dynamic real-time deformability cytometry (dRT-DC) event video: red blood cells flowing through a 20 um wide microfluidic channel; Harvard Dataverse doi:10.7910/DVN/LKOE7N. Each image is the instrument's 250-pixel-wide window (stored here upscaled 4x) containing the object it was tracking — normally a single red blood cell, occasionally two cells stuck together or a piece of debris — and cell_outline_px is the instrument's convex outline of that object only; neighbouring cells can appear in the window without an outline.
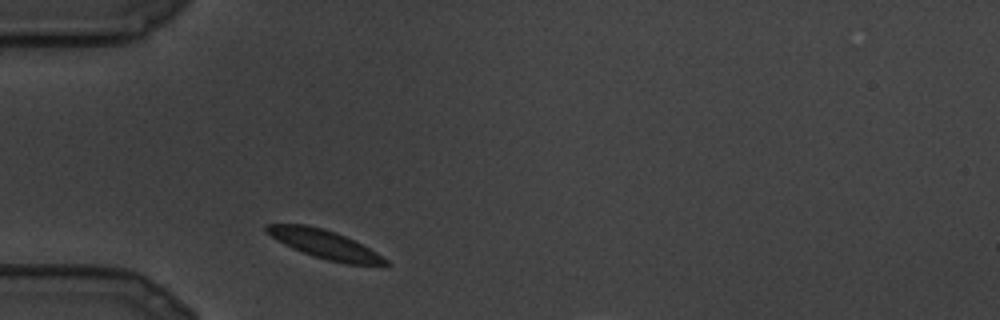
{"species": "common noctule bat (a hibernating species)", "species_latin": "Nyctalus noctula", "temperature_condition": "cold", "stored_images_in_passage": 9, "camera_frame_rate_fps": 3000, "um_per_image_px": 0.085, "animal": {"sex": "male", "body_mass_g": 19.5, "forearm_length_mm": 54.6}, "frame": {"image": 1, "passage_image": 1, "time_ms": 0.0, "image_size_px": [1000, 320], "cell_outline_px": [[392, 264], [384, 268], [344, 264], [328, 260], [292, 248], [284, 244], [264, 232], [264, 224], [304, 224], [336, 232], [384, 256]], "centroid_in_image_um": [27.69, 20.81], "position_along_channel_um": 57.3, "area_um2": 20.11}}
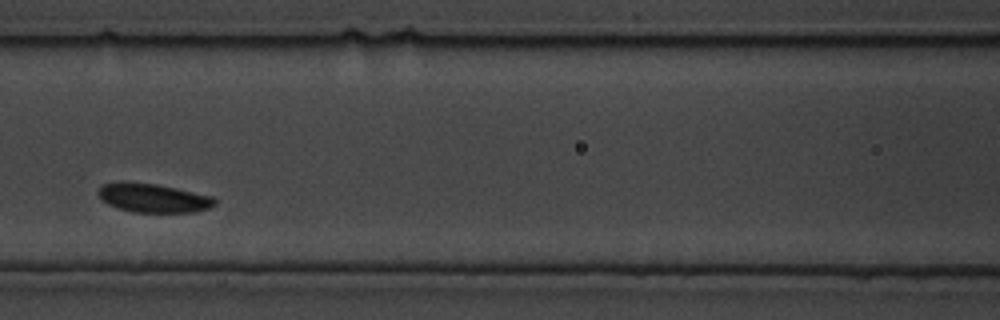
{"frame": {"image": 2, "passage_image": 6, "time_ms": 1.667, "image_size_px": [1000, 320], "cell_outline_px": [[216, 204], [208, 208], [196, 212], [132, 212], [116, 208], [100, 200], [96, 192], [100, 184], [120, 180], [124, 180], [156, 184], [176, 188], [212, 196], [216, 200]], "centroid_in_image_um": [12.92, 16.8], "position_along_channel_um": 153.7, "area_um2": 20.11}}
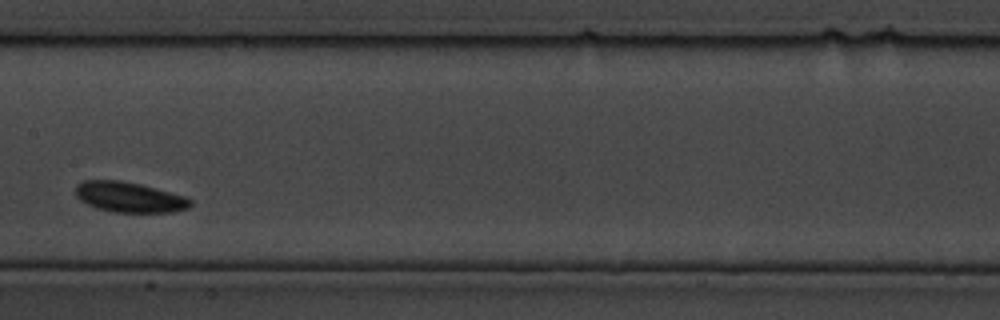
{"frame": {"image": 3, "passage_image": 8, "time_ms": 2.333, "image_size_px": [1000, 320], "cell_outline_px": [[192, 204], [188, 208], [176, 212], [112, 212], [96, 208], [80, 200], [76, 196], [76, 184], [84, 180], [120, 180], [140, 184], [184, 196], [192, 200]], "centroid_in_image_um": [10.98, 16.76], "position_along_channel_um": 196.4, "area_um2": 20.29}}